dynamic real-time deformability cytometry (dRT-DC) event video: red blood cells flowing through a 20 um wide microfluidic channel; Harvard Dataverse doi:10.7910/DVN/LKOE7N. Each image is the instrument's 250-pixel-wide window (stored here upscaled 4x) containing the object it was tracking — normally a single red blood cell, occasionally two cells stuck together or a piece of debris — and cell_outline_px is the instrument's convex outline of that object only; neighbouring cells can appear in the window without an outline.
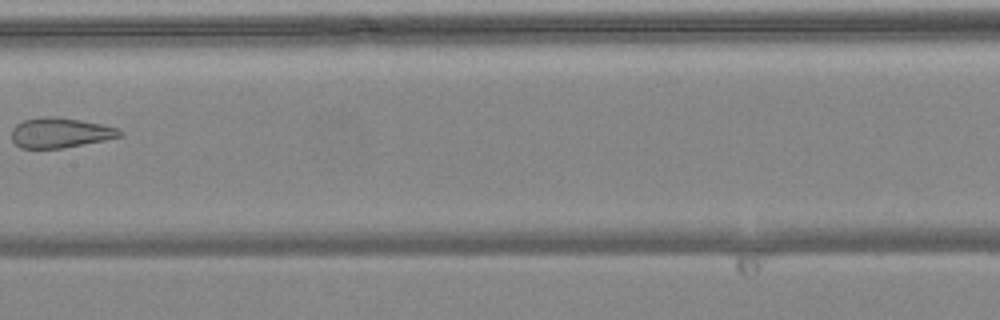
{"species": "common noctule bat (a hibernating species)", "species_latin": "Nyctalus noctula", "temperature_condition": "warm", "stored_images_in_passage": 8, "camera_frame_rate_fps": 3000, "um_per_image_px": 0.085, "animal": {"sex": "female", "body_mass_g": 24.6, "forearm_length_mm": 56.2}, "frame": {"image": 1, "passage_image": 8, "time_ms": 2.333, "image_size_px": [1000, 320], "cell_outline_px": [[124, 136], [64, 148], [20, 148], [12, 140], [12, 128], [16, 124], [24, 120], [44, 116], [56, 116], [80, 120], [120, 128], [124, 132]], "centroid_in_image_um": [5.14, 11.28], "position_along_channel_um": 202.3, "area_um2": 19.07}}